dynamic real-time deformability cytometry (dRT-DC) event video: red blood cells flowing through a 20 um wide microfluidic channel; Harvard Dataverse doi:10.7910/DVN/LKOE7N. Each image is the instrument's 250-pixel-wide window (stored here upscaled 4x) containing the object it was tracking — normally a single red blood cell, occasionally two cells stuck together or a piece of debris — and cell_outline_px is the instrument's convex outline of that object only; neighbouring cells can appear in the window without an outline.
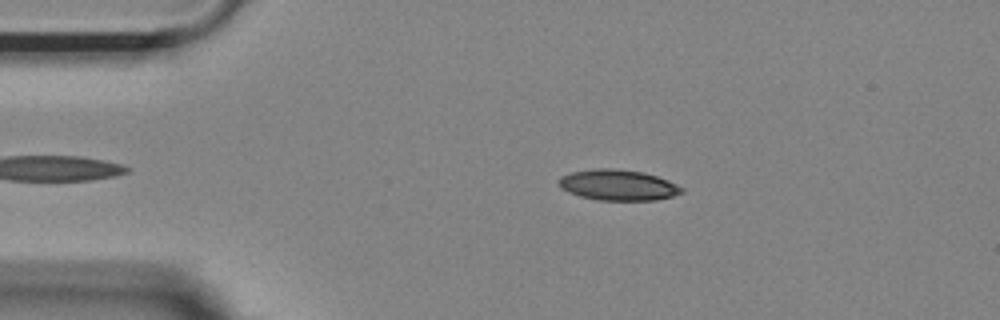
{"species": "Egyptian fruit bat (a non-hibernating species)", "species_latin": "Rousettus aegyptiacus", "temperature_condition": "room temperature", "stored_images_in_passage": 43, "camera_frame_rate_fps": 3000, "um_per_image_px": 0.085, "animal": {"sex": "female"}, "frame": {"image": 1, "passage_image": 9, "time_ms": 2.667, "image_size_px": [1000, 320], "cell_outline_px": [[684, 192], [672, 196], [656, 200], [596, 200], [580, 196], [568, 192], [560, 188], [556, 180], [560, 176], [572, 172], [592, 168], [612, 168], [644, 172], [668, 180], [684, 188]], "centroid_in_image_um": [52.5, 15.72], "position_along_channel_um": 32.5, "area_um2": 22.25}}
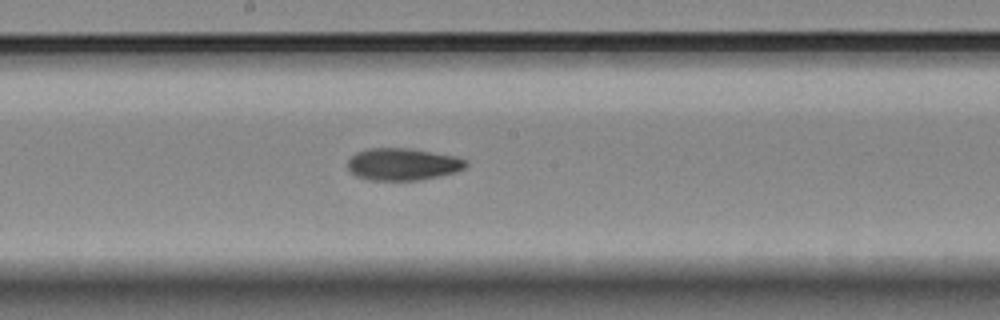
{"frame": {"image": 2, "passage_image": 27, "time_ms": 8.667, "image_size_px": [1000, 320], "cell_outline_px": [[468, 164], [464, 168], [456, 172], [420, 180], [368, 180], [356, 176], [348, 168], [348, 160], [356, 152], [368, 148], [408, 148], [456, 156], [468, 160]], "centroid_in_image_um": [34.24, 13.96], "position_along_channel_um": 214.0, "area_um2": 22.2}}
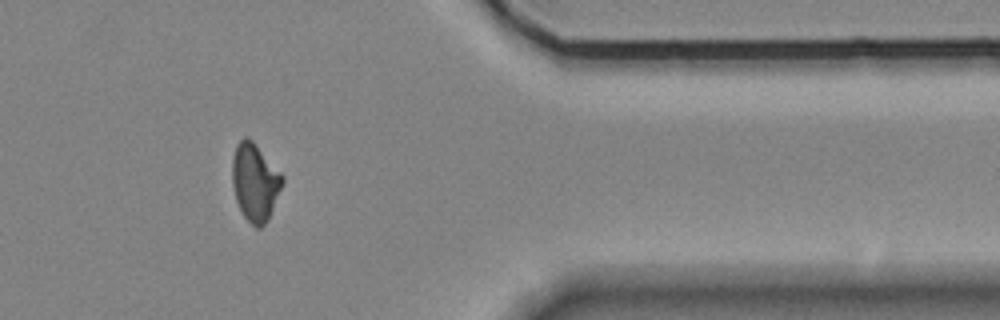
{"frame": {"image": 3, "passage_image": 43, "time_ms": 14.0, "image_size_px": [1000, 320], "cell_outline_px": [[284, 180], [268, 220], [260, 228], [256, 228], [244, 216], [236, 200], [232, 184], [232, 160], [236, 144], [244, 136], [248, 136], [252, 140], [284, 176]], "centroid_in_image_um": [21.66, 15.46], "position_along_channel_um": 389.7, "area_um2": 22.54}, "authors_computed_cell_mechanics": {"area_um2": 22.3108, "velocity_mm_per_s": 3.6784, "shape_relaxation_time_tau1_ms": 6.7914, "shape_relaxation_time_tau2_ms": 4.897, "deformation_change_tau1": 0.1718, "deformation_change_tau2": 0.1015}}